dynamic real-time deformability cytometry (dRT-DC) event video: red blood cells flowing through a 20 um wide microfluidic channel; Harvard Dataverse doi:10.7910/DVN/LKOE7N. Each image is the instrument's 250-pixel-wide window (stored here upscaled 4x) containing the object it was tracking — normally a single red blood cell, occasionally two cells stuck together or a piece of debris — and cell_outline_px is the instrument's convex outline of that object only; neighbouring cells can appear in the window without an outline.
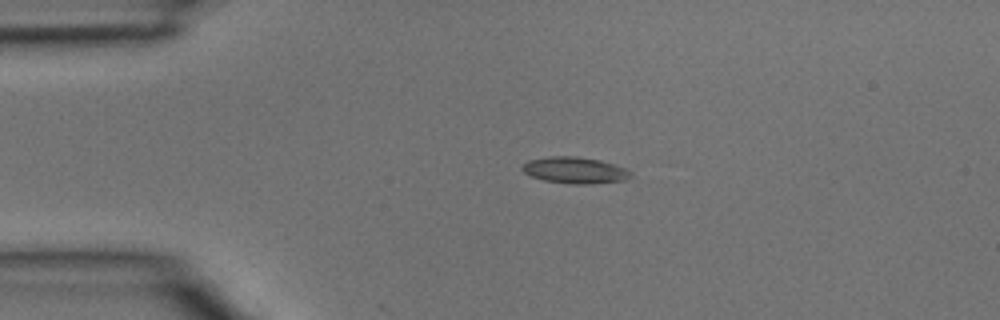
{"species": "common noctule bat (a hibernating species)", "species_latin": "Nyctalus noctula", "temperature_condition": "room temperature", "stored_images_in_passage": 2, "camera_frame_rate_fps": 3000, "um_per_image_px": 0.085, "animal": {"sex": "male", "body_mass_g": 15.6}, "frame": {"image": 1, "passage_image": 1, "time_ms": 0.0, "image_size_px": [1000, 320], "cell_outline_px": [[632, 176], [628, 180], [592, 184], [572, 184], [544, 180], [532, 176], [524, 172], [520, 168], [528, 160], [548, 156], [576, 156], [600, 160], [628, 168], [632, 172]], "centroid_in_image_um": [48.92, 14.47], "position_along_channel_um": 36.1, "area_um2": 16.94}}